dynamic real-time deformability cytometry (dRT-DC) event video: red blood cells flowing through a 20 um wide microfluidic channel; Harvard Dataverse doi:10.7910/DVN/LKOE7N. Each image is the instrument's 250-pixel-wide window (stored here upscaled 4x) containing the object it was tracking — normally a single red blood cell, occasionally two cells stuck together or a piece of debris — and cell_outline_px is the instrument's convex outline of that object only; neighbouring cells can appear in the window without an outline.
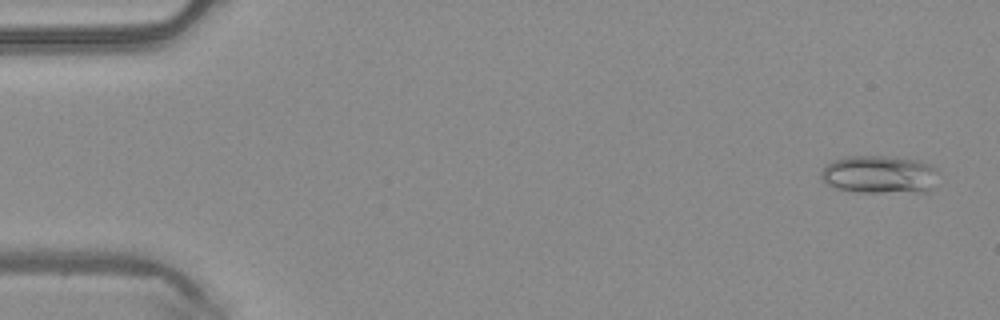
{"species": "common noctule bat (a hibernating species)", "species_latin": "Nyctalus noctula", "temperature_condition": "warm", "stored_images_in_passage": 48, "camera_frame_rate_fps": 3000, "um_per_image_px": 0.085, "animal": {"sex": "male", "body_mass_g": 20.4}, "frame": {"image": 1, "passage_image": 1, "time_ms": 0.0, "image_size_px": [1000, 320], "cell_outline_px": [[936, 172], [932, 188], [928, 192], [860, 192], [836, 188], [828, 184], [820, 176], [820, 172], [828, 164], [836, 160], [848, 156], [888, 156], [920, 160], [932, 164], [936, 168]], "centroid_in_image_um": [74.79, 14.83], "position_along_channel_um": 10.2, "area_um2": 25.89}}
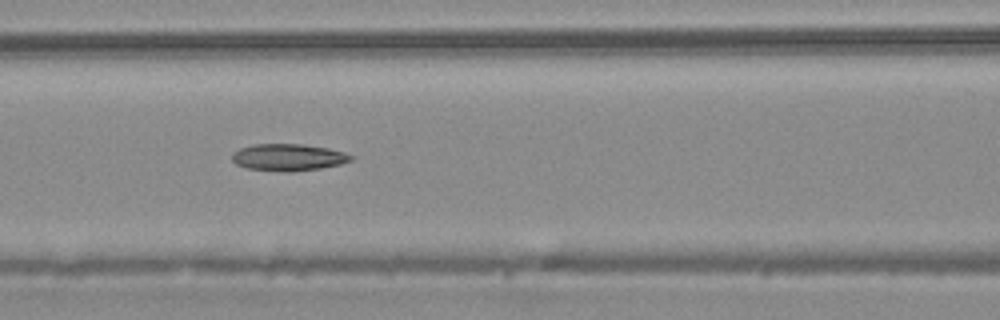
{"frame": {"image": 2, "passage_image": 20, "time_ms": 6.333, "image_size_px": [1000, 320], "cell_outline_px": [[356, 156], [352, 160], [340, 164], [320, 168], [292, 172], [280, 172], [248, 168], [236, 164], [232, 160], [232, 152], [240, 148], [252, 144], [300, 144], [328, 148], [344, 152]], "centroid_in_image_um": [24.5, 13.37], "position_along_channel_um": 142.1, "area_um2": 18.79}}
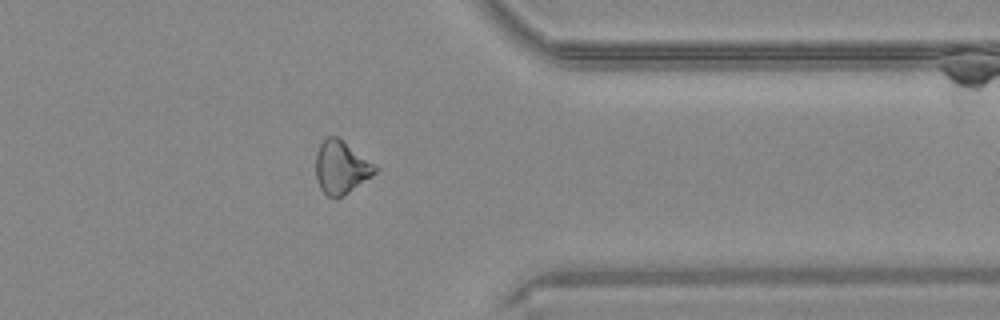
{"frame": {"image": 3, "passage_image": 38, "time_ms": 12.333, "image_size_px": [1000, 320], "cell_outline_px": [[380, 168], [372, 176], [336, 200], [328, 196], [320, 188], [316, 180], [316, 152], [320, 144], [328, 136], [336, 136], [376, 164]], "centroid_in_image_um": [29.0, 14.24], "position_along_channel_um": 382.4, "area_um2": 18.32}}